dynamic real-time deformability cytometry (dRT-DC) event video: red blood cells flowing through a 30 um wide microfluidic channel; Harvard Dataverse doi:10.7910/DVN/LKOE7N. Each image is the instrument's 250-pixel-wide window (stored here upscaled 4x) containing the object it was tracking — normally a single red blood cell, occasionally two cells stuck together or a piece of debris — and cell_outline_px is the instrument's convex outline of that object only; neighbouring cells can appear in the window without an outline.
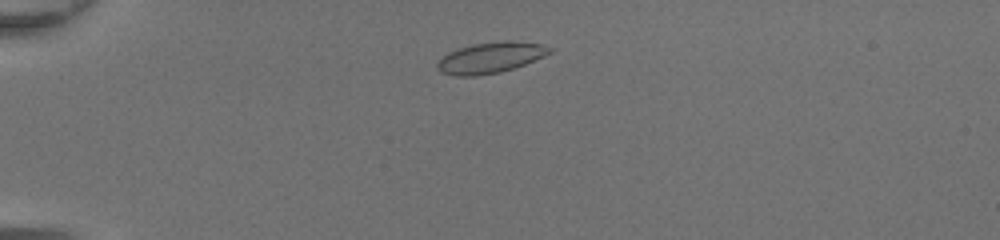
{"species": "common noctule bat (a hibernating species)", "species_latin": "Nyctalus noctula", "temperature_condition": "room temperature", "stored_images_in_passage": 40, "camera_frame_rate_fps": 3000, "um_per_image_px": 0.085, "animal": {"sex": "female", "body_mass_g": 20.0, "forearm_length_mm": 54.0}, "frame": {"image": 1, "passage_image": 5, "time_ms": 1.333, "image_size_px": [1000, 240], "cell_outline_px": [[552, 52], [544, 56], [524, 64], [500, 72], [476, 76], [456, 76], [440, 72], [436, 68], [436, 64], [448, 52], [472, 44], [508, 40], [544, 44], [552, 48]], "centroid_in_image_um": [41.69, 4.9], "position_along_channel_um": 43.3, "area_um2": 20.11}}
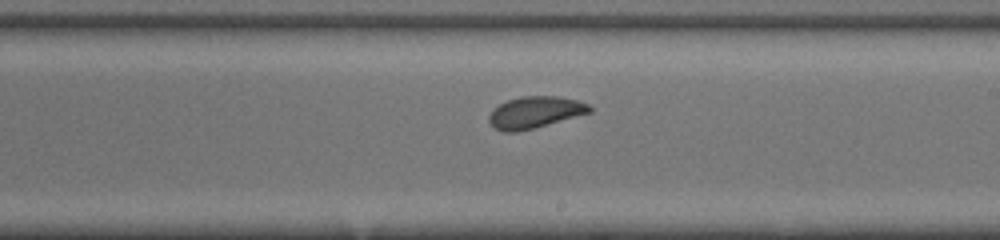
{"frame": {"image": 2, "passage_image": 22, "time_ms": 7.0, "image_size_px": [1000, 240], "cell_outline_px": [[592, 112], [532, 128], [516, 132], [504, 132], [496, 128], [488, 120], [488, 116], [492, 108], [508, 100], [524, 96], [560, 96], [576, 100], [588, 104], [592, 108]], "centroid_in_image_um": [45.46, 9.53], "position_along_channel_um": 243.5, "area_um2": 18.38}}
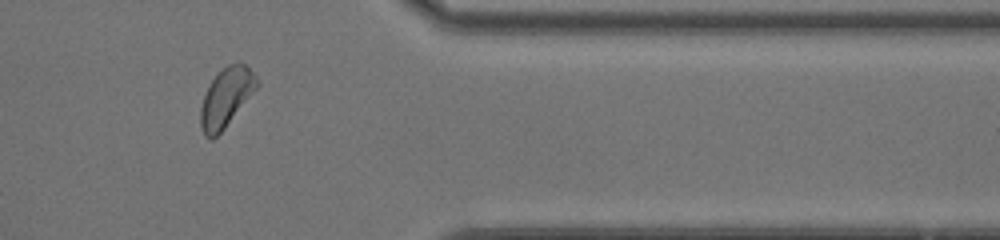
{"frame": {"image": 3, "passage_image": 33, "time_ms": 10.667, "image_size_px": [1000, 240], "cell_outline_px": [[260, 84], [224, 128], [212, 140], [204, 136], [200, 124], [200, 108], [204, 92], [212, 80], [228, 64], [240, 60], [256, 76]], "centroid_in_image_um": [19.21, 8.28], "position_along_channel_um": 392.2, "area_um2": 19.19}, "authors_computed_cell_mechanics": {"area_um2": 18.9584, "velocity_mm_per_s": 4.3553, "shape_relaxation_time_tau1_ms": 4.3089, "shape_relaxation_time_tau2_ms": 1.3495, "deformation_change_tau1": 0.1138, "deformation_change_tau2": 0.0343}}